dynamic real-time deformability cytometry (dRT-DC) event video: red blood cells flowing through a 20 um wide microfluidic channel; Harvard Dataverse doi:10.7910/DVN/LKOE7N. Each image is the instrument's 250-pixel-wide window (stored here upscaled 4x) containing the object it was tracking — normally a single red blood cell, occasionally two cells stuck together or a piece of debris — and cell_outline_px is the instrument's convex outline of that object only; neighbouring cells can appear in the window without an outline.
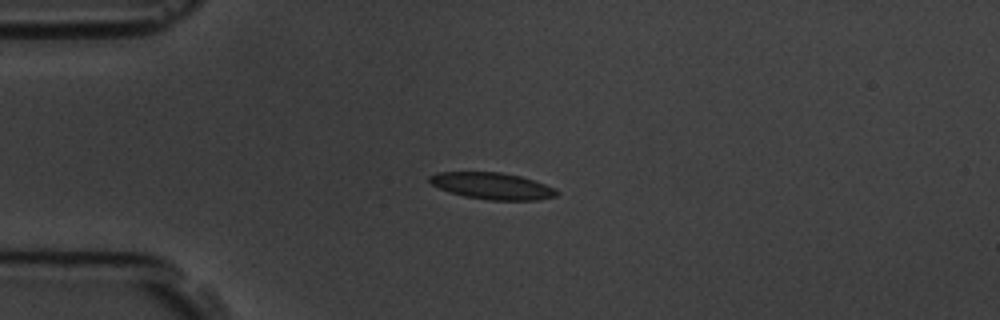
{"species": "common noctule bat (a hibernating species)", "species_latin": "Nyctalus noctula", "temperature_condition": "room temperature", "stored_images_in_passage": 5, "camera_frame_rate_fps": 3000, "um_per_image_px": 0.085, "animal": {"sex": "male", "body_mass_g": 19.5, "forearm_length_mm": 54.6}, "frame": {"image": 1, "passage_image": 3, "time_ms": 2.333, "image_size_px": [1000, 320], "cell_outline_px": [[560, 192], [556, 196], [536, 200], [488, 200], [464, 196], [448, 192], [432, 184], [428, 180], [428, 176], [436, 172], [500, 172], [520, 176], [556, 188]], "centroid_in_image_um": [41.82, 15.8], "position_along_channel_um": 43.2, "area_um2": 19.77}}
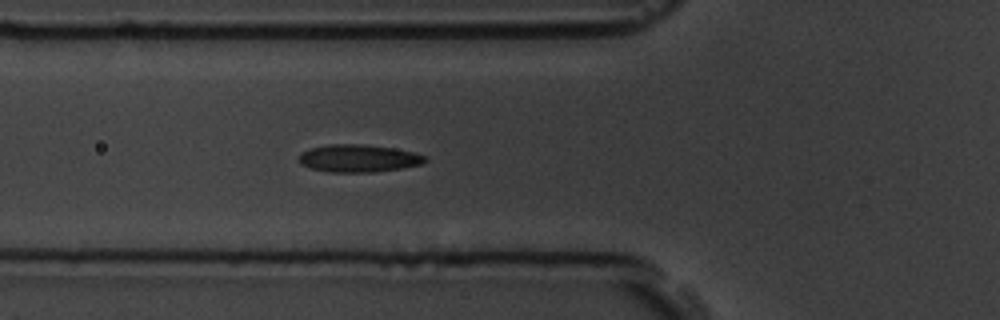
{"frame": {"image": 2, "passage_image": 5, "time_ms": 4.333, "image_size_px": [1000, 320], "cell_outline_px": [[428, 160], [420, 164], [400, 168], [372, 172], [332, 172], [312, 168], [300, 164], [300, 152], [308, 148], [328, 144], [364, 144], [392, 148], [416, 152], [428, 156]], "centroid_in_image_um": [30.48, 13.44], "position_along_channel_um": 95.3, "area_um2": 20.29}}